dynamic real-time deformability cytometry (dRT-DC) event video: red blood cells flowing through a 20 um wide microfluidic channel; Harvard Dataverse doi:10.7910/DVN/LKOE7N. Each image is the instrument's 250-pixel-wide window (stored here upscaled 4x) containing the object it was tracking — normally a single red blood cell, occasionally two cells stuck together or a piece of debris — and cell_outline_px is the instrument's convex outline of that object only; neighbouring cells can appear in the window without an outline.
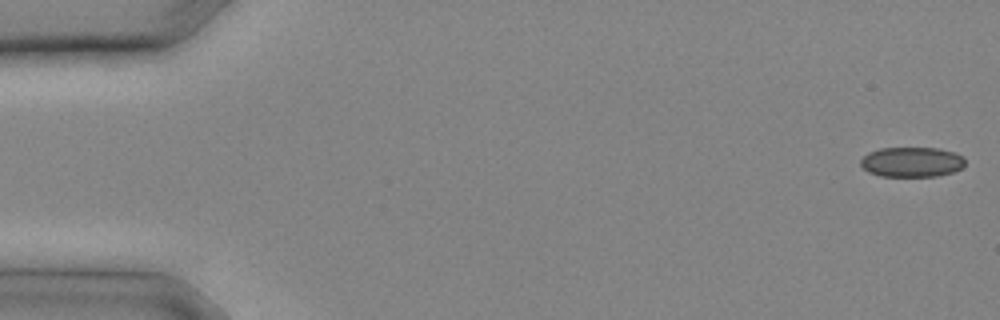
{"species": "common noctule bat (a hibernating species)", "species_latin": "Nyctalus noctula", "temperature_condition": "cold", "stored_images_in_passage": 6, "camera_frame_rate_fps": 3000, "um_per_image_px": 0.085, "animal": {"sex": "male", "body_mass_g": 20.4}, "frame": {"image": 1, "passage_image": 1, "time_ms": 0.0, "image_size_px": [1000, 320], "cell_outline_px": [[964, 164], [960, 168], [952, 172], [936, 176], [880, 176], [868, 172], [860, 164], [860, 160], [868, 152], [880, 148], [940, 148], [956, 152], [964, 156]], "centroid_in_image_um": [77.5, 13.76], "position_along_channel_um": 7.5, "area_um2": 18.32}}